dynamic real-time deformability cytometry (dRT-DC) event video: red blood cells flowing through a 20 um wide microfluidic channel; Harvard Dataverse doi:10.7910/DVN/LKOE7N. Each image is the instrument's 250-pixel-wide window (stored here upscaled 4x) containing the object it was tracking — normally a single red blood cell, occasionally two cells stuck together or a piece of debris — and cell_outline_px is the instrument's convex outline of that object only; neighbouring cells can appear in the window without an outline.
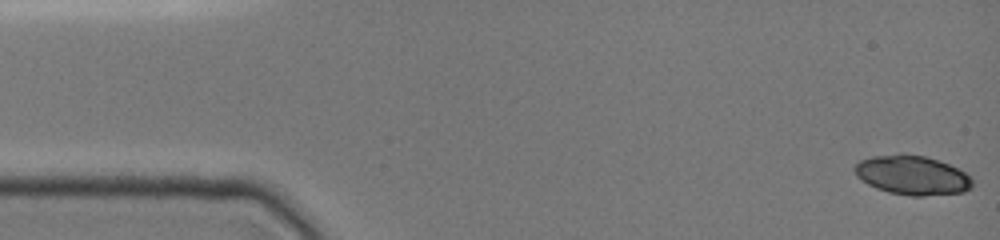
{"species": "common noctule bat (a hibernating species)", "species_latin": "Nyctalus noctula", "temperature_condition": "cold", "stored_images_in_passage": 46, "camera_frame_rate_fps": 3000, "um_per_image_px": 0.085, "animal": {"sex": "female", "body_mass_g": 19.0, "forearm_length_mm": 51.5}, "frame": {"image": 1, "passage_image": 1, "time_ms": 0.0, "image_size_px": [1000, 240], "cell_outline_px": [[972, 188], [964, 192], [924, 196], [912, 196], [888, 192], [876, 188], [868, 184], [856, 176], [852, 168], [860, 160], [872, 156], [900, 152], [924, 156], [948, 164], [964, 172], [972, 180]], "centroid_in_image_um": [77.49, 14.88], "position_along_channel_um": 7.5, "area_um2": 27.11}}
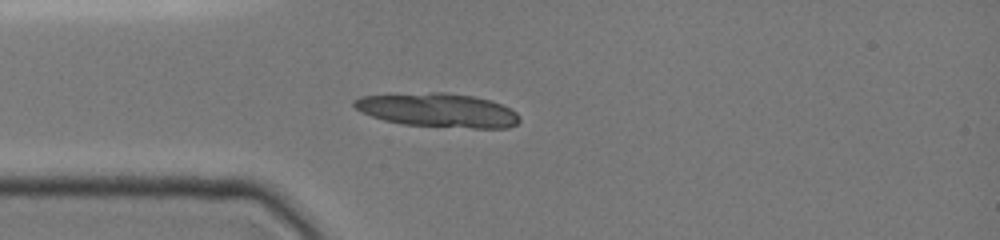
{"frame": {"image": 2, "passage_image": 8, "time_ms": 4.0, "image_size_px": [1000, 240], "cell_outline_px": [[520, 120], [516, 124], [508, 128], [472, 128], [404, 124], [384, 120], [372, 116], [356, 108], [352, 104], [352, 100], [360, 96], [432, 92], [444, 92], [472, 96], [488, 100], [500, 104], [516, 112], [520, 116]], "centroid_in_image_um": [37.23, 9.37], "position_along_channel_um": 47.8, "area_um2": 32.37}}